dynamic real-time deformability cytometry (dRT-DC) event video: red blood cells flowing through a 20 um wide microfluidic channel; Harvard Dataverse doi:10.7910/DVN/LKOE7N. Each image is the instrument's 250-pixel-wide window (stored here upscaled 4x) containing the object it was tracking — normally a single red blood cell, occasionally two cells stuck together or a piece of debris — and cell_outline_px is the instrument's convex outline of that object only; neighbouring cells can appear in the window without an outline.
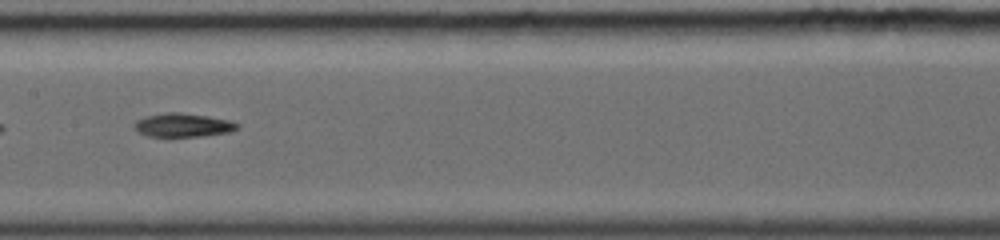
{"species": "common noctule bat (a hibernating species)", "species_latin": "Nyctalus noctula", "temperature_condition": "warm", "stored_images_in_passage": 23, "camera_frame_rate_fps": 5000, "um_per_image_px": 0.085, "animal": {"sex": "female", "body_mass_g": 19.0, "forearm_length_mm": 56.7}, "frame": {"image": 1, "passage_image": 10, "time_ms": 3.4, "image_size_px": [1000, 240], "cell_outline_px": [[240, 128], [228, 132], [200, 136], [148, 136], [136, 132], [132, 128], [132, 124], [136, 120], [144, 116], [168, 112], [180, 112], [208, 116], [232, 120], [240, 124]], "centroid_in_image_um": [15.52, 10.62], "position_along_channel_um": 191.9, "area_um2": 14.45}, "authors_computed_cell_mechanics": {"area_um2": 14.3922, "velocity_mm_per_s": 4.3821, "shape_relaxation_time_tau1_ms": 11.2704, "shape_relaxation_time_tau2_ms": null, "deformation_change_tau1": 0.2977, "deformation_change_tau2": null}}